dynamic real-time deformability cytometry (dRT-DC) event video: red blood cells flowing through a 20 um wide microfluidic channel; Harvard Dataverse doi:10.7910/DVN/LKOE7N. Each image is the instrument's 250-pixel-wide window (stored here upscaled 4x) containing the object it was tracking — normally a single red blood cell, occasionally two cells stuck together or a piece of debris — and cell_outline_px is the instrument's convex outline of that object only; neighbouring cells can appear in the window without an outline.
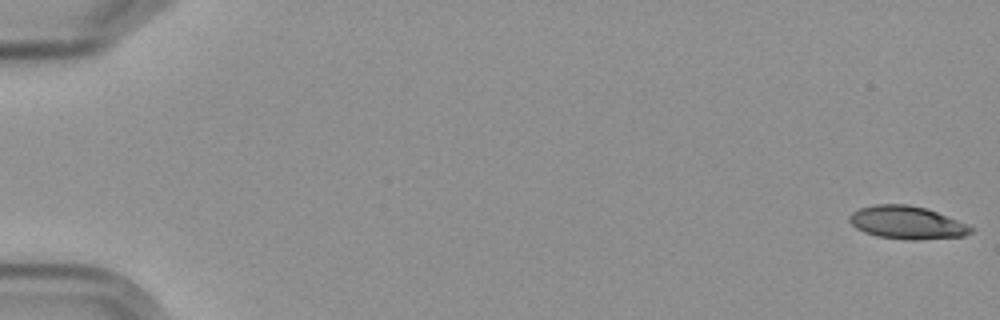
{"species": "Egyptian fruit bat (a non-hibernating species)", "species_latin": "Rousettus aegyptiacus", "temperature_condition": "cold", "stored_images_in_passage": 4, "camera_frame_rate_fps": 3000, "um_per_image_px": 0.085, "frame": {"image": 1, "passage_image": 1, "time_ms": 0.0, "image_size_px": [1000, 320], "cell_outline_px": [[976, 228], [972, 232], [964, 236], [916, 240], [908, 240], [876, 236], [864, 232], [856, 228], [848, 220], [848, 216], [852, 212], [860, 208], [876, 204], [908, 204], [924, 208], [936, 212]], "centroid_in_image_um": [77.06, 18.92], "position_along_channel_um": 7.9, "area_um2": 23.24}}